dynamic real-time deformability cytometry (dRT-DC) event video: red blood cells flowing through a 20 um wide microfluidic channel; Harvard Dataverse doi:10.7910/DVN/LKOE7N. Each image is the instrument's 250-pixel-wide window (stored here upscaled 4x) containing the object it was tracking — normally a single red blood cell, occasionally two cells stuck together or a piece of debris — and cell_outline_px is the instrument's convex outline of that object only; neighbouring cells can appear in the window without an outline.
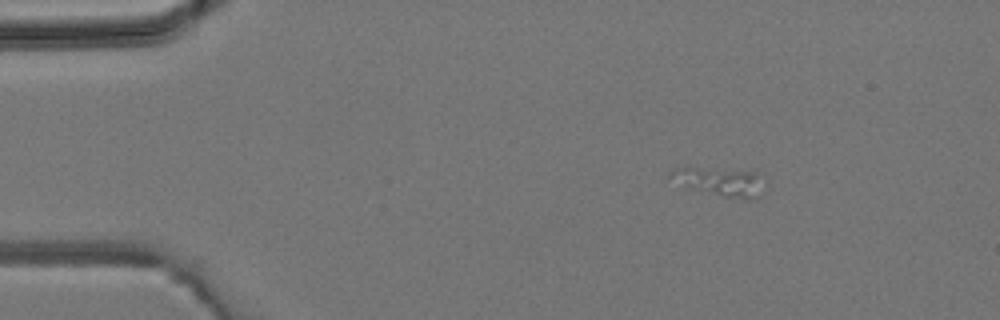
{"species": "common noctule bat (a hibernating species)", "species_latin": "Nyctalus noctula", "temperature_condition": "room temperature", "stored_images_in_passage": 4, "segment_of_instrument_passage": [1, 2], "camera_frame_rate_fps": 3000, "um_per_image_px": 0.085, "animal": {"sex": "male", "body_mass_g": 19.2, "forearm_length_mm": 51.8}, "frame": {"image": 1, "passage_image": 1, "time_ms": 0.0, "image_size_px": [1000, 320], "cell_outline_px": [[760, 176], [756, 200], [744, 200], [724, 196], [684, 184], [668, 176], [676, 168], [696, 168], [756, 172]], "centroid_in_image_um": [61.25, 15.44], "position_along_channel_um": 23.8, "area_um2": 14.16}}